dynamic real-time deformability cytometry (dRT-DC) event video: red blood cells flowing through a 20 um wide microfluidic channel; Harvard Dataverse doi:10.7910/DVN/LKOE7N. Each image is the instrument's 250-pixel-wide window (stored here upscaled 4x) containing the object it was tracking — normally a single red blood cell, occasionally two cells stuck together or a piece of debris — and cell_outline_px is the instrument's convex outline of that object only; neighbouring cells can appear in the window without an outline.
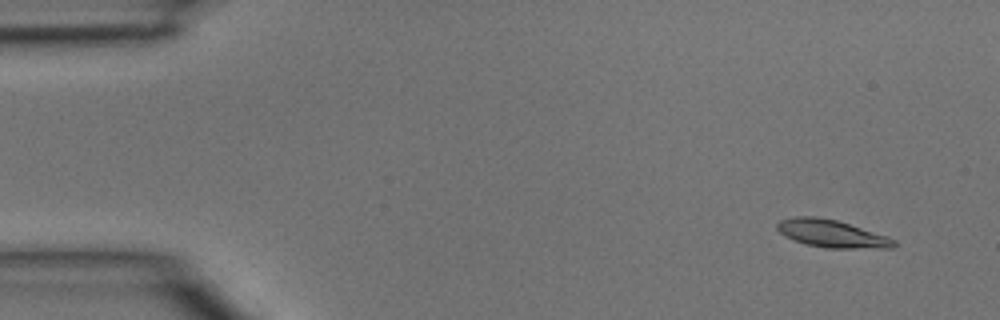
{"species": "common noctule bat (a hibernating species)", "species_latin": "Nyctalus noctula", "temperature_condition": "room temperature", "stored_images_in_passage": 4, "camera_frame_rate_fps": 3000, "um_per_image_px": 0.085, "animal": {"sex": "male", "body_mass_g": 15.6}, "frame": {"image": 1, "passage_image": 1, "time_ms": 0.0, "image_size_px": [1000, 320], "cell_outline_px": [[896, 244], [892, 248], [824, 248], [808, 244], [796, 240], [780, 232], [776, 228], [776, 224], [780, 220], [796, 216], [816, 216], [836, 220], [888, 236], [896, 240]], "centroid_in_image_um": [70.73, 19.85], "position_along_channel_um": 14.3, "area_um2": 18.55}}
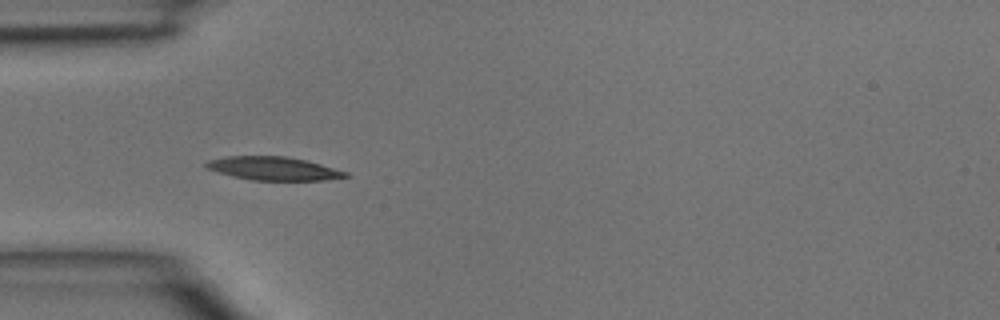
{"frame": {"image": 2, "passage_image": 4, "time_ms": 1.0, "image_size_px": [1000, 320], "cell_outline_px": [[352, 176], [324, 180], [252, 180], [232, 176], [208, 168], [204, 164], [208, 160], [224, 156], [284, 156], [304, 160], [320, 164], [348, 172]], "centroid_in_image_um": [23.26, 14.32], "position_along_channel_um": 61.7, "area_um2": 18.84}}